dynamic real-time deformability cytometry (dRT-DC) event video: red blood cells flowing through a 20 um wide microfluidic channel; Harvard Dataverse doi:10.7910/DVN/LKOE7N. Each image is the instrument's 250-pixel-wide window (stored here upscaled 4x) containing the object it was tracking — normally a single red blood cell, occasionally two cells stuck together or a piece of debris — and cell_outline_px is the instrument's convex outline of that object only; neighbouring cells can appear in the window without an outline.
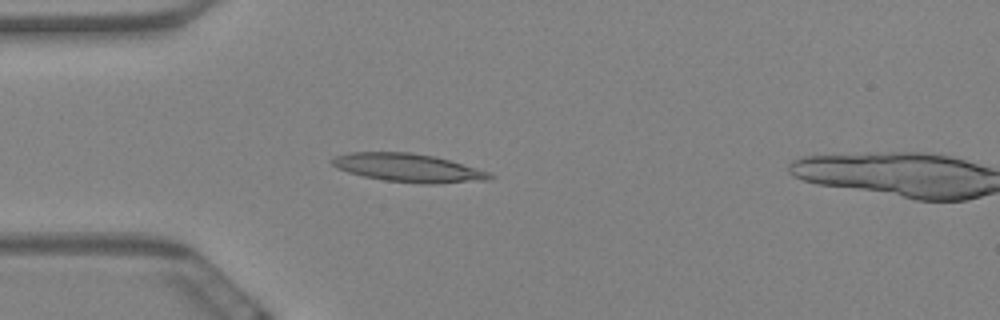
{"species": "Egyptian fruit bat (a non-hibernating species)", "species_latin": "Rousettus aegyptiacus", "temperature_condition": "warm", "stored_images_in_passage": 18, "camera_frame_rate_fps": 3000, "um_per_image_px": 0.085, "animal": {"sex": "female"}, "frame": {"image": 1, "passage_image": 16, "time_ms": 5.0, "image_size_px": [1000, 320], "cell_outline_px": [[496, 176], [492, 180], [432, 184], [420, 184], [384, 180], [364, 176], [348, 172], [336, 168], [328, 160], [336, 156], [348, 152], [408, 152], [436, 156], [488, 172]], "centroid_in_image_um": [34.7, 14.27], "position_along_channel_um": 50.3, "area_um2": 26.18}}